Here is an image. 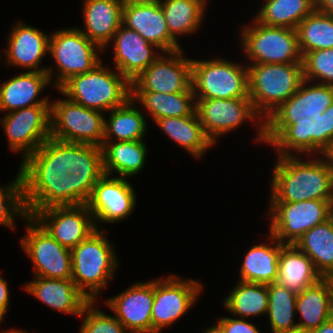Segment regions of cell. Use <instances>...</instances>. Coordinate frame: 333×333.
I'll return each instance as SVG.
<instances>
[{
  "label": "cell",
  "mask_w": 333,
  "mask_h": 333,
  "mask_svg": "<svg viewBox=\"0 0 333 333\" xmlns=\"http://www.w3.org/2000/svg\"><path fill=\"white\" fill-rule=\"evenodd\" d=\"M28 216L51 206L81 205L104 175L101 147L48 138L21 160Z\"/></svg>",
  "instance_id": "cell-1"
},
{
  "label": "cell",
  "mask_w": 333,
  "mask_h": 333,
  "mask_svg": "<svg viewBox=\"0 0 333 333\" xmlns=\"http://www.w3.org/2000/svg\"><path fill=\"white\" fill-rule=\"evenodd\" d=\"M255 111L277 134H299L323 109L311 97L302 63H247Z\"/></svg>",
  "instance_id": "cell-2"
},
{
  "label": "cell",
  "mask_w": 333,
  "mask_h": 333,
  "mask_svg": "<svg viewBox=\"0 0 333 333\" xmlns=\"http://www.w3.org/2000/svg\"><path fill=\"white\" fill-rule=\"evenodd\" d=\"M269 145L277 155L269 202L333 200V170L299 134H278ZM310 154L308 161L296 157Z\"/></svg>",
  "instance_id": "cell-3"
},
{
  "label": "cell",
  "mask_w": 333,
  "mask_h": 333,
  "mask_svg": "<svg viewBox=\"0 0 333 333\" xmlns=\"http://www.w3.org/2000/svg\"><path fill=\"white\" fill-rule=\"evenodd\" d=\"M106 231L96 229L71 249V279L89 301H99L97 296L107 288L119 266L116 249L104 235Z\"/></svg>",
  "instance_id": "cell-4"
},
{
  "label": "cell",
  "mask_w": 333,
  "mask_h": 333,
  "mask_svg": "<svg viewBox=\"0 0 333 333\" xmlns=\"http://www.w3.org/2000/svg\"><path fill=\"white\" fill-rule=\"evenodd\" d=\"M66 81L58 91L69 100L86 108L109 112L122 106L131 97L130 82L116 69L104 64Z\"/></svg>",
  "instance_id": "cell-5"
},
{
  "label": "cell",
  "mask_w": 333,
  "mask_h": 333,
  "mask_svg": "<svg viewBox=\"0 0 333 333\" xmlns=\"http://www.w3.org/2000/svg\"><path fill=\"white\" fill-rule=\"evenodd\" d=\"M196 112L205 134L214 145L220 136L237 130L249 121H259L256 142L268 145L278 135L255 111L250 98L196 99Z\"/></svg>",
  "instance_id": "cell-6"
},
{
  "label": "cell",
  "mask_w": 333,
  "mask_h": 333,
  "mask_svg": "<svg viewBox=\"0 0 333 333\" xmlns=\"http://www.w3.org/2000/svg\"><path fill=\"white\" fill-rule=\"evenodd\" d=\"M100 52L104 50L77 27L62 28L51 33L48 55L55 61V68L48 66L46 73L53 88L59 89L71 77L93 70L102 62Z\"/></svg>",
  "instance_id": "cell-7"
},
{
  "label": "cell",
  "mask_w": 333,
  "mask_h": 333,
  "mask_svg": "<svg viewBox=\"0 0 333 333\" xmlns=\"http://www.w3.org/2000/svg\"><path fill=\"white\" fill-rule=\"evenodd\" d=\"M252 22L240 28V48L249 63H302L296 29Z\"/></svg>",
  "instance_id": "cell-8"
},
{
  "label": "cell",
  "mask_w": 333,
  "mask_h": 333,
  "mask_svg": "<svg viewBox=\"0 0 333 333\" xmlns=\"http://www.w3.org/2000/svg\"><path fill=\"white\" fill-rule=\"evenodd\" d=\"M195 99L249 98L248 68L223 58L192 59Z\"/></svg>",
  "instance_id": "cell-9"
},
{
  "label": "cell",
  "mask_w": 333,
  "mask_h": 333,
  "mask_svg": "<svg viewBox=\"0 0 333 333\" xmlns=\"http://www.w3.org/2000/svg\"><path fill=\"white\" fill-rule=\"evenodd\" d=\"M105 113L86 108L69 100H52L50 104V138L101 147L104 138Z\"/></svg>",
  "instance_id": "cell-10"
},
{
  "label": "cell",
  "mask_w": 333,
  "mask_h": 333,
  "mask_svg": "<svg viewBox=\"0 0 333 333\" xmlns=\"http://www.w3.org/2000/svg\"><path fill=\"white\" fill-rule=\"evenodd\" d=\"M269 232L282 244H295L307 231L333 215V200L269 202Z\"/></svg>",
  "instance_id": "cell-11"
},
{
  "label": "cell",
  "mask_w": 333,
  "mask_h": 333,
  "mask_svg": "<svg viewBox=\"0 0 333 333\" xmlns=\"http://www.w3.org/2000/svg\"><path fill=\"white\" fill-rule=\"evenodd\" d=\"M161 278V279H160ZM154 279V301L151 310L152 333H161L194 307L203 285L194 279L169 274Z\"/></svg>",
  "instance_id": "cell-12"
},
{
  "label": "cell",
  "mask_w": 333,
  "mask_h": 333,
  "mask_svg": "<svg viewBox=\"0 0 333 333\" xmlns=\"http://www.w3.org/2000/svg\"><path fill=\"white\" fill-rule=\"evenodd\" d=\"M25 222L26 233L20 245L33 264L34 276L71 279V249L52 238L32 217Z\"/></svg>",
  "instance_id": "cell-13"
},
{
  "label": "cell",
  "mask_w": 333,
  "mask_h": 333,
  "mask_svg": "<svg viewBox=\"0 0 333 333\" xmlns=\"http://www.w3.org/2000/svg\"><path fill=\"white\" fill-rule=\"evenodd\" d=\"M131 92L180 93L193 91L192 59L183 49L161 55L130 82Z\"/></svg>",
  "instance_id": "cell-14"
},
{
  "label": "cell",
  "mask_w": 333,
  "mask_h": 333,
  "mask_svg": "<svg viewBox=\"0 0 333 333\" xmlns=\"http://www.w3.org/2000/svg\"><path fill=\"white\" fill-rule=\"evenodd\" d=\"M8 147L22 153V160L50 138V105H34L8 112L1 117Z\"/></svg>",
  "instance_id": "cell-15"
},
{
  "label": "cell",
  "mask_w": 333,
  "mask_h": 333,
  "mask_svg": "<svg viewBox=\"0 0 333 333\" xmlns=\"http://www.w3.org/2000/svg\"><path fill=\"white\" fill-rule=\"evenodd\" d=\"M52 238L69 249L96 230L87 204L51 206L31 216Z\"/></svg>",
  "instance_id": "cell-16"
},
{
  "label": "cell",
  "mask_w": 333,
  "mask_h": 333,
  "mask_svg": "<svg viewBox=\"0 0 333 333\" xmlns=\"http://www.w3.org/2000/svg\"><path fill=\"white\" fill-rule=\"evenodd\" d=\"M136 200V192L127 178L104 174L93 187L86 204L99 229L98 223L114 224L127 219L136 207Z\"/></svg>",
  "instance_id": "cell-17"
},
{
  "label": "cell",
  "mask_w": 333,
  "mask_h": 333,
  "mask_svg": "<svg viewBox=\"0 0 333 333\" xmlns=\"http://www.w3.org/2000/svg\"><path fill=\"white\" fill-rule=\"evenodd\" d=\"M153 301L154 280H151L136 282L104 303L129 333H152Z\"/></svg>",
  "instance_id": "cell-18"
},
{
  "label": "cell",
  "mask_w": 333,
  "mask_h": 333,
  "mask_svg": "<svg viewBox=\"0 0 333 333\" xmlns=\"http://www.w3.org/2000/svg\"><path fill=\"white\" fill-rule=\"evenodd\" d=\"M7 34V47L0 55L10 67H19L28 72H47L42 61L48 54L50 35L22 21L17 22ZM0 60V62H1Z\"/></svg>",
  "instance_id": "cell-19"
},
{
  "label": "cell",
  "mask_w": 333,
  "mask_h": 333,
  "mask_svg": "<svg viewBox=\"0 0 333 333\" xmlns=\"http://www.w3.org/2000/svg\"><path fill=\"white\" fill-rule=\"evenodd\" d=\"M111 43H113V66L129 82L134 80L162 53L154 44L123 24L115 33Z\"/></svg>",
  "instance_id": "cell-20"
},
{
  "label": "cell",
  "mask_w": 333,
  "mask_h": 333,
  "mask_svg": "<svg viewBox=\"0 0 333 333\" xmlns=\"http://www.w3.org/2000/svg\"><path fill=\"white\" fill-rule=\"evenodd\" d=\"M122 24L139 33L162 52L182 49L169 33L164 12L156 4H123Z\"/></svg>",
  "instance_id": "cell-21"
},
{
  "label": "cell",
  "mask_w": 333,
  "mask_h": 333,
  "mask_svg": "<svg viewBox=\"0 0 333 333\" xmlns=\"http://www.w3.org/2000/svg\"><path fill=\"white\" fill-rule=\"evenodd\" d=\"M33 277L23 284V289L53 310L79 317L90 302L72 279Z\"/></svg>",
  "instance_id": "cell-22"
},
{
  "label": "cell",
  "mask_w": 333,
  "mask_h": 333,
  "mask_svg": "<svg viewBox=\"0 0 333 333\" xmlns=\"http://www.w3.org/2000/svg\"><path fill=\"white\" fill-rule=\"evenodd\" d=\"M84 28L77 27L104 51L122 24L123 0H84Z\"/></svg>",
  "instance_id": "cell-23"
},
{
  "label": "cell",
  "mask_w": 333,
  "mask_h": 333,
  "mask_svg": "<svg viewBox=\"0 0 333 333\" xmlns=\"http://www.w3.org/2000/svg\"><path fill=\"white\" fill-rule=\"evenodd\" d=\"M52 85L46 72H21L0 84V112L6 113L34 105H50L49 97H42L46 87Z\"/></svg>",
  "instance_id": "cell-24"
},
{
  "label": "cell",
  "mask_w": 333,
  "mask_h": 333,
  "mask_svg": "<svg viewBox=\"0 0 333 333\" xmlns=\"http://www.w3.org/2000/svg\"><path fill=\"white\" fill-rule=\"evenodd\" d=\"M296 313L300 315L298 329L312 331L333 318V282L331 278H321L317 283L306 287L297 294Z\"/></svg>",
  "instance_id": "cell-25"
},
{
  "label": "cell",
  "mask_w": 333,
  "mask_h": 333,
  "mask_svg": "<svg viewBox=\"0 0 333 333\" xmlns=\"http://www.w3.org/2000/svg\"><path fill=\"white\" fill-rule=\"evenodd\" d=\"M269 240L249 248L239 270V281L269 285L278 278V257L285 245L270 232Z\"/></svg>",
  "instance_id": "cell-26"
},
{
  "label": "cell",
  "mask_w": 333,
  "mask_h": 333,
  "mask_svg": "<svg viewBox=\"0 0 333 333\" xmlns=\"http://www.w3.org/2000/svg\"><path fill=\"white\" fill-rule=\"evenodd\" d=\"M302 64L304 81L311 97L323 110H327L333 104V48L307 52Z\"/></svg>",
  "instance_id": "cell-27"
},
{
  "label": "cell",
  "mask_w": 333,
  "mask_h": 333,
  "mask_svg": "<svg viewBox=\"0 0 333 333\" xmlns=\"http://www.w3.org/2000/svg\"><path fill=\"white\" fill-rule=\"evenodd\" d=\"M101 149L104 174L127 179L143 171L148 156L144 140L103 141Z\"/></svg>",
  "instance_id": "cell-28"
},
{
  "label": "cell",
  "mask_w": 333,
  "mask_h": 333,
  "mask_svg": "<svg viewBox=\"0 0 333 333\" xmlns=\"http://www.w3.org/2000/svg\"><path fill=\"white\" fill-rule=\"evenodd\" d=\"M321 278L311 259L294 244H285L281 248L278 257L277 283L299 294Z\"/></svg>",
  "instance_id": "cell-29"
},
{
  "label": "cell",
  "mask_w": 333,
  "mask_h": 333,
  "mask_svg": "<svg viewBox=\"0 0 333 333\" xmlns=\"http://www.w3.org/2000/svg\"><path fill=\"white\" fill-rule=\"evenodd\" d=\"M154 122L168 138L196 159L203 157L208 149L215 146L205 134L197 112L190 116L167 117Z\"/></svg>",
  "instance_id": "cell-30"
},
{
  "label": "cell",
  "mask_w": 333,
  "mask_h": 333,
  "mask_svg": "<svg viewBox=\"0 0 333 333\" xmlns=\"http://www.w3.org/2000/svg\"><path fill=\"white\" fill-rule=\"evenodd\" d=\"M144 109L136 107L130 97L122 106L110 110L105 116L103 141H139L145 140L147 120Z\"/></svg>",
  "instance_id": "cell-31"
},
{
  "label": "cell",
  "mask_w": 333,
  "mask_h": 333,
  "mask_svg": "<svg viewBox=\"0 0 333 333\" xmlns=\"http://www.w3.org/2000/svg\"><path fill=\"white\" fill-rule=\"evenodd\" d=\"M294 245L311 259L322 278L333 277V215L303 234Z\"/></svg>",
  "instance_id": "cell-32"
},
{
  "label": "cell",
  "mask_w": 333,
  "mask_h": 333,
  "mask_svg": "<svg viewBox=\"0 0 333 333\" xmlns=\"http://www.w3.org/2000/svg\"><path fill=\"white\" fill-rule=\"evenodd\" d=\"M131 98L147 110L155 121L167 117L190 116L196 112L194 91L180 93L131 92ZM142 104V105H141Z\"/></svg>",
  "instance_id": "cell-33"
},
{
  "label": "cell",
  "mask_w": 333,
  "mask_h": 333,
  "mask_svg": "<svg viewBox=\"0 0 333 333\" xmlns=\"http://www.w3.org/2000/svg\"><path fill=\"white\" fill-rule=\"evenodd\" d=\"M207 1L163 0L159 3L165 15L168 31L178 43L180 36H190L201 28Z\"/></svg>",
  "instance_id": "cell-34"
},
{
  "label": "cell",
  "mask_w": 333,
  "mask_h": 333,
  "mask_svg": "<svg viewBox=\"0 0 333 333\" xmlns=\"http://www.w3.org/2000/svg\"><path fill=\"white\" fill-rule=\"evenodd\" d=\"M229 293L222 304L233 317L247 319L266 315L268 285L238 280Z\"/></svg>",
  "instance_id": "cell-35"
},
{
  "label": "cell",
  "mask_w": 333,
  "mask_h": 333,
  "mask_svg": "<svg viewBox=\"0 0 333 333\" xmlns=\"http://www.w3.org/2000/svg\"><path fill=\"white\" fill-rule=\"evenodd\" d=\"M315 9L316 0H265L254 19L267 26L296 29Z\"/></svg>",
  "instance_id": "cell-36"
},
{
  "label": "cell",
  "mask_w": 333,
  "mask_h": 333,
  "mask_svg": "<svg viewBox=\"0 0 333 333\" xmlns=\"http://www.w3.org/2000/svg\"><path fill=\"white\" fill-rule=\"evenodd\" d=\"M297 294L277 282L268 285L267 315L271 333H286L298 329L295 322Z\"/></svg>",
  "instance_id": "cell-37"
},
{
  "label": "cell",
  "mask_w": 333,
  "mask_h": 333,
  "mask_svg": "<svg viewBox=\"0 0 333 333\" xmlns=\"http://www.w3.org/2000/svg\"><path fill=\"white\" fill-rule=\"evenodd\" d=\"M304 56L314 50L333 48V16L315 9L296 28Z\"/></svg>",
  "instance_id": "cell-38"
},
{
  "label": "cell",
  "mask_w": 333,
  "mask_h": 333,
  "mask_svg": "<svg viewBox=\"0 0 333 333\" xmlns=\"http://www.w3.org/2000/svg\"><path fill=\"white\" fill-rule=\"evenodd\" d=\"M299 135L333 170V115L322 110Z\"/></svg>",
  "instance_id": "cell-39"
},
{
  "label": "cell",
  "mask_w": 333,
  "mask_h": 333,
  "mask_svg": "<svg viewBox=\"0 0 333 333\" xmlns=\"http://www.w3.org/2000/svg\"><path fill=\"white\" fill-rule=\"evenodd\" d=\"M14 181L0 186V225L15 229V218L25 221L28 216L25 202L23 182L18 170Z\"/></svg>",
  "instance_id": "cell-40"
},
{
  "label": "cell",
  "mask_w": 333,
  "mask_h": 333,
  "mask_svg": "<svg viewBox=\"0 0 333 333\" xmlns=\"http://www.w3.org/2000/svg\"><path fill=\"white\" fill-rule=\"evenodd\" d=\"M97 301H90L79 317H84L79 333H129L114 315L106 314Z\"/></svg>",
  "instance_id": "cell-41"
},
{
  "label": "cell",
  "mask_w": 333,
  "mask_h": 333,
  "mask_svg": "<svg viewBox=\"0 0 333 333\" xmlns=\"http://www.w3.org/2000/svg\"><path fill=\"white\" fill-rule=\"evenodd\" d=\"M216 325L223 333H261L255 324L244 318L219 317Z\"/></svg>",
  "instance_id": "cell-42"
},
{
  "label": "cell",
  "mask_w": 333,
  "mask_h": 333,
  "mask_svg": "<svg viewBox=\"0 0 333 333\" xmlns=\"http://www.w3.org/2000/svg\"><path fill=\"white\" fill-rule=\"evenodd\" d=\"M8 281H6L0 275V321L4 320L6 312L9 311L10 307V290L8 289Z\"/></svg>",
  "instance_id": "cell-43"
},
{
  "label": "cell",
  "mask_w": 333,
  "mask_h": 333,
  "mask_svg": "<svg viewBox=\"0 0 333 333\" xmlns=\"http://www.w3.org/2000/svg\"><path fill=\"white\" fill-rule=\"evenodd\" d=\"M316 9L333 16V0H316Z\"/></svg>",
  "instance_id": "cell-44"
},
{
  "label": "cell",
  "mask_w": 333,
  "mask_h": 333,
  "mask_svg": "<svg viewBox=\"0 0 333 333\" xmlns=\"http://www.w3.org/2000/svg\"><path fill=\"white\" fill-rule=\"evenodd\" d=\"M310 333H333V318L322 323L317 329L310 331Z\"/></svg>",
  "instance_id": "cell-45"
},
{
  "label": "cell",
  "mask_w": 333,
  "mask_h": 333,
  "mask_svg": "<svg viewBox=\"0 0 333 333\" xmlns=\"http://www.w3.org/2000/svg\"><path fill=\"white\" fill-rule=\"evenodd\" d=\"M162 0H123L126 4H156Z\"/></svg>",
  "instance_id": "cell-46"
},
{
  "label": "cell",
  "mask_w": 333,
  "mask_h": 333,
  "mask_svg": "<svg viewBox=\"0 0 333 333\" xmlns=\"http://www.w3.org/2000/svg\"><path fill=\"white\" fill-rule=\"evenodd\" d=\"M203 331V333H223L216 324L207 327V329H204Z\"/></svg>",
  "instance_id": "cell-47"
},
{
  "label": "cell",
  "mask_w": 333,
  "mask_h": 333,
  "mask_svg": "<svg viewBox=\"0 0 333 333\" xmlns=\"http://www.w3.org/2000/svg\"><path fill=\"white\" fill-rule=\"evenodd\" d=\"M0 333H27L26 331L20 330V329H9V330H3Z\"/></svg>",
  "instance_id": "cell-48"
},
{
  "label": "cell",
  "mask_w": 333,
  "mask_h": 333,
  "mask_svg": "<svg viewBox=\"0 0 333 333\" xmlns=\"http://www.w3.org/2000/svg\"><path fill=\"white\" fill-rule=\"evenodd\" d=\"M286 333H310V332L297 329L295 331L286 332Z\"/></svg>",
  "instance_id": "cell-49"
},
{
  "label": "cell",
  "mask_w": 333,
  "mask_h": 333,
  "mask_svg": "<svg viewBox=\"0 0 333 333\" xmlns=\"http://www.w3.org/2000/svg\"><path fill=\"white\" fill-rule=\"evenodd\" d=\"M327 111L333 115V104L327 109Z\"/></svg>",
  "instance_id": "cell-50"
}]
</instances>
